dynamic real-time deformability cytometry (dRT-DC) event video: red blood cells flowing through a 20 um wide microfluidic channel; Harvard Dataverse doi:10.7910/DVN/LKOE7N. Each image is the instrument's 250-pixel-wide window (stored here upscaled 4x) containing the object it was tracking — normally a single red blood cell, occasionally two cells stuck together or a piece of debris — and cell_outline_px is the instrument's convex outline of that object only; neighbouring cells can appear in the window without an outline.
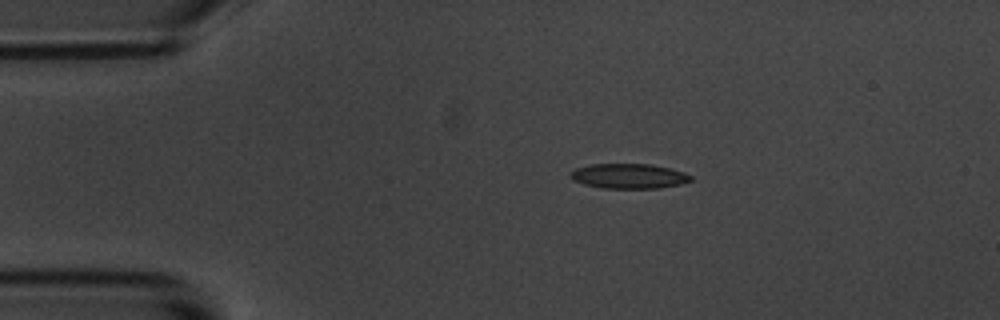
{"species": "common noctule bat (a hibernating species)", "species_latin": "Nyctalus noctula", "temperature_condition": "room temperature", "stored_images_in_passage": 47, "camera_frame_rate_fps": 3000, "um_per_image_px": 0.085, "animal": {"sex": "male", "body_mass_g": 20.1, "forearm_length_mm": 53.5}, "frame": {"image": 1, "passage_image": 1, "time_ms": 0.0, "image_size_px": [1000, 320], "cell_outline_px": [[692, 180], [680, 184], [660, 188], [600, 188], [584, 184], [572, 180], [568, 176], [576, 168], [592, 164], [652, 164], [684, 172], [692, 176]], "centroid_in_image_um": [53.44, 14.97], "position_along_channel_um": 31.6, "area_um2": 17.46}}
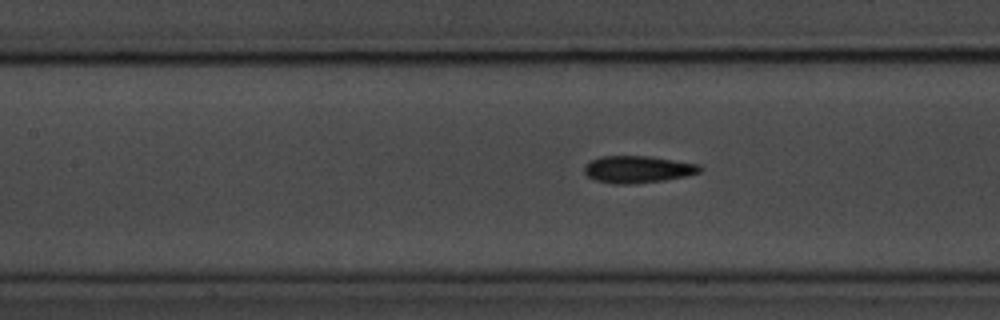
{"frame": {"image": 2, "passage_image": 15, "time_ms": 4.667, "image_size_px": [1000, 320], "cell_outline_px": [[704, 168], [700, 172], [684, 176], [664, 180], [632, 184], [612, 184], [596, 180], [588, 176], [584, 172], [584, 168], [592, 160], [600, 156], [648, 156], [700, 164]], "centroid_in_image_um": [54.23, 14.39], "position_along_channel_um": 153.2, "area_um2": 18.15}}
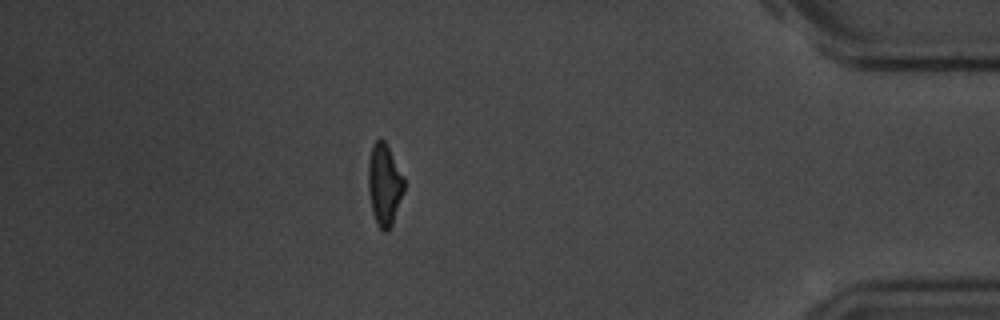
{"frame": {"image": 3, "passage_image": 40, "time_ms": 13.0, "image_size_px": [1000, 320], "cell_outline_px": [[404, 192], [392, 224], [388, 232], [384, 232], [380, 228], [372, 212], [368, 188], [368, 164], [372, 144], [380, 136], [384, 140], [404, 176]], "centroid_in_image_um": [32.67, 15.67], "position_along_channel_um": 402.5, "area_um2": 17.11}, "authors_computed_cell_mechanics": {"area_um2": 17.5712, "velocity_mm_per_s": 3.519, "shape_relaxation_time_tau1_ms": 3.4479, "shape_relaxation_time_tau2_ms": 2.4517, "deformation_change_tau1": 0.1306, "deformation_change_tau2": 0.0872}}